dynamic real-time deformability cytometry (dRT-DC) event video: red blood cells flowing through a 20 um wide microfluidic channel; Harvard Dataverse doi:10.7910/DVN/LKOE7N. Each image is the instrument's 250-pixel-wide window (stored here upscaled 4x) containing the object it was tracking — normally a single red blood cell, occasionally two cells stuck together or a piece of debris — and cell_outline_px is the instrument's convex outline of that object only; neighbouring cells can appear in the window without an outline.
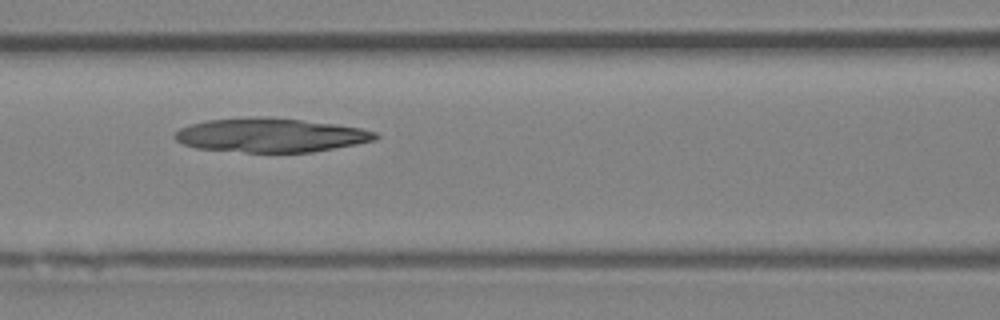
{"species": "Egyptian fruit bat (a non-hibernating species)", "species_latin": "Rousettus aegyptiacus", "temperature_condition": "room temperature", "stored_images_in_passage": 49, "camera_frame_rate_fps": 3000, "um_per_image_px": 0.085, "animal": {"sex": "female"}, "frame": {"image": 1, "passage_image": 21, "time_ms": 6.667, "image_size_px": [1000, 320], "cell_outline_px": [[380, 136], [376, 140], [356, 144], [312, 152], [244, 152], [196, 148], [184, 144], [176, 140], [172, 136], [180, 128], [192, 124], [208, 120], [256, 116], [264, 116], [304, 120], [360, 128], [376, 132]], "centroid_in_image_um": [23.0, 11.49], "position_along_channel_um": 143.6, "area_um2": 39.65}}
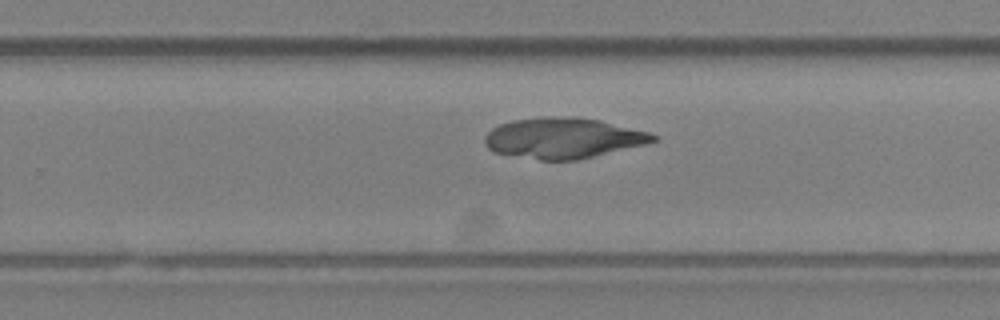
{"frame": {"image": 2, "passage_image": 31, "time_ms": 10.0, "image_size_px": [1000, 320], "cell_outline_px": [[660, 140], [644, 144], [576, 160], [540, 160], [492, 152], [484, 144], [484, 136], [492, 128], [500, 124], [512, 120], [540, 116], [568, 116], [600, 120], [648, 132], [656, 136]], "centroid_in_image_um": [47.81, 11.72], "position_along_channel_um": 282.0, "area_um2": 39.82}}
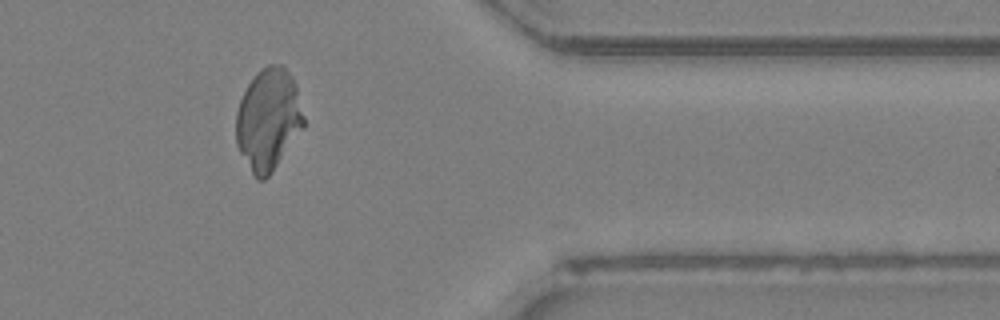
{"frame": {"image": 3, "passage_image": 40, "time_ms": 13.0, "image_size_px": [1000, 320], "cell_outline_px": [[304, 128], [272, 172], [264, 180], [256, 180], [240, 152], [236, 144], [236, 112], [240, 100], [248, 84], [256, 72], [260, 68], [268, 64], [284, 64], [292, 76], [296, 84], [304, 116]], "centroid_in_image_um": [22.82, 10.13], "position_along_channel_um": 388.6, "area_um2": 40.46}}